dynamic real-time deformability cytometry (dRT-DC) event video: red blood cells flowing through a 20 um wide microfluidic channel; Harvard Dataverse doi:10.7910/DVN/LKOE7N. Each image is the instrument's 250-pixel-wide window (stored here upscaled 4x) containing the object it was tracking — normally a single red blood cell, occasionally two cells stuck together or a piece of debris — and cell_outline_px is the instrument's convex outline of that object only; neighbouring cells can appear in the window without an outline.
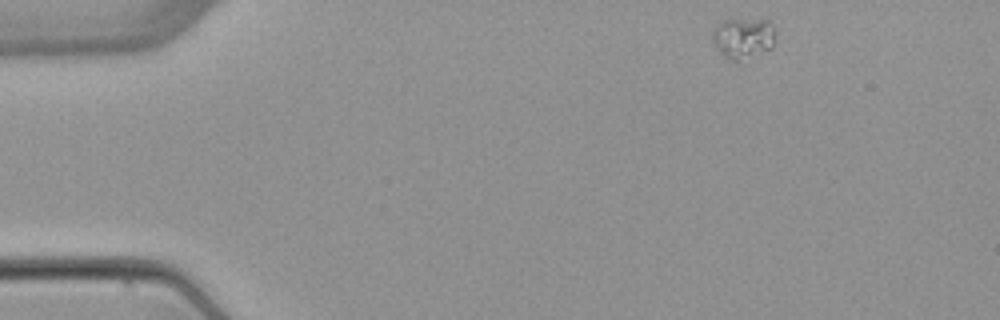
{"species": "common noctule bat (a hibernating species)", "species_latin": "Nyctalus noctula", "temperature_condition": "warm", "stored_images_in_passage": 4, "camera_frame_rate_fps": 3000, "um_per_image_px": 0.085, "animal": {"sex": "female", "body_mass_g": 22.7, "forearm_length_mm": 54.2}, "frame": {"image": 1, "passage_image": 1, "time_ms": 0.0, "image_size_px": [1000, 320], "cell_outline_px": [[776, 36], [772, 48], [736, 60], [724, 56], [716, 48], [712, 40], [712, 32], [716, 24], [724, 20], [768, 20], [772, 24], [776, 32]], "centroid_in_image_um": [63.18, 3.19], "position_along_channel_um": 21.8, "area_um2": 14.68}}
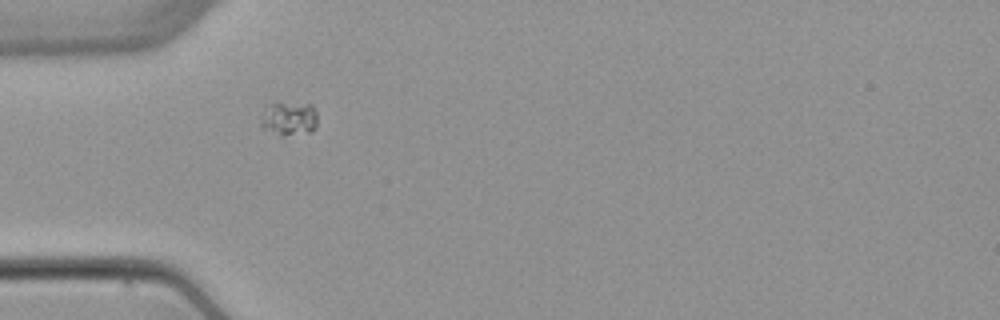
{"frame": {"image": 2, "passage_image": 4, "time_ms": 3.333, "image_size_px": [1000, 320], "cell_outline_px": [[316, 128], [312, 132], [280, 136], [264, 128], [260, 124], [272, 104], [276, 100], [312, 104], [316, 112]], "centroid_in_image_um": [24.65, 10.06], "position_along_channel_um": 60.3, "area_um2": 11.16}}